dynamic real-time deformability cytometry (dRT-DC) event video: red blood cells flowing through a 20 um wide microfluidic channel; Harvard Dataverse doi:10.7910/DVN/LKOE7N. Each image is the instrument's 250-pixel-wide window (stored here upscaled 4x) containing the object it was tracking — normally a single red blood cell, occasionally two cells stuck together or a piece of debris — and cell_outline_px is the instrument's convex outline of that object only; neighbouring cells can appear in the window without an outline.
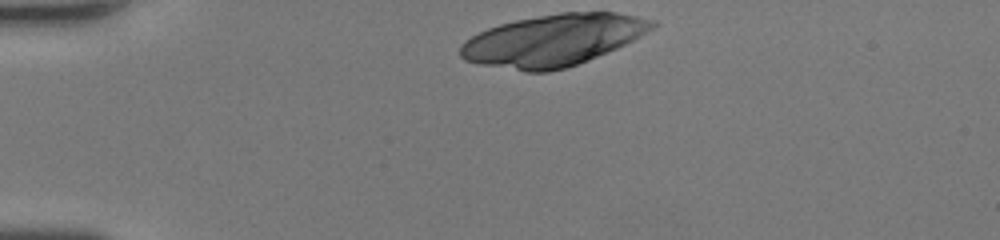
{"species": "human", "species_latin": "Homo sapiens", "temperature_condition": "room temperature", "stored_images_in_passage": 30, "camera_frame_rate_fps": 3000, "um_per_image_px": 0.085, "donor": {"sex": "female"}, "frame": {"image": 1, "passage_image": 1, "time_ms": 0.0, "image_size_px": [1000, 240], "cell_outline_px": [[656, 24], [652, 28], [640, 36], [616, 48], [588, 60], [564, 68], [548, 72], [524, 72], [480, 64], [464, 60], [460, 56], [460, 44], [464, 40], [488, 28], [500, 24], [516, 20], [560, 12], [616, 12], [656, 20]], "centroid_in_image_um": [46.98, 3.42], "position_along_channel_um": 38.0, "area_um2": 57.4}}